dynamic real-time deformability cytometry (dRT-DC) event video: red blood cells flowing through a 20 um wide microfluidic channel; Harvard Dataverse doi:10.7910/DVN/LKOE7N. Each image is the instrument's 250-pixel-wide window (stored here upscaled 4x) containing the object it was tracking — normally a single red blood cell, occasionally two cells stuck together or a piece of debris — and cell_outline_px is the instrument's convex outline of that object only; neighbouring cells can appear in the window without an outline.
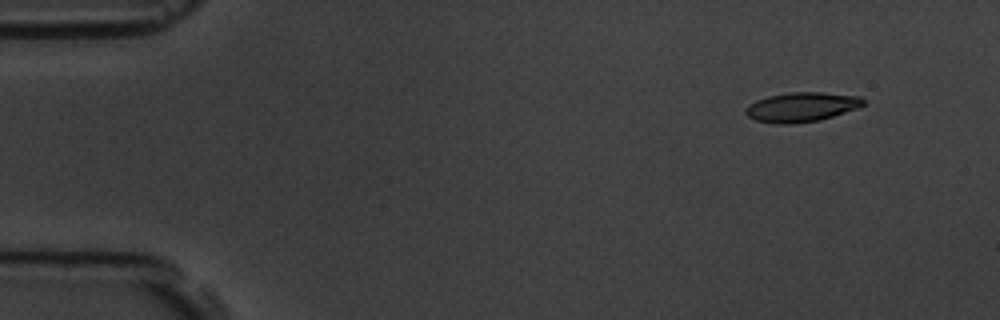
{"species": "common noctule bat (a hibernating species)", "species_latin": "Nyctalus noctula", "temperature_condition": "room temperature", "stored_images_in_passage": 4, "camera_frame_rate_fps": 3000, "um_per_image_px": 0.085, "animal": {"sex": "male", "body_mass_g": 19.5, "forearm_length_mm": 54.6}, "frame": {"image": 1, "passage_image": 1, "time_ms": 0.0, "image_size_px": [1000, 320], "cell_outline_px": [[864, 104], [860, 108], [820, 120], [788, 124], [776, 124], [756, 120], [748, 116], [744, 112], [744, 108], [748, 104], [756, 100], [768, 96], [792, 92], [820, 92], [860, 96], [864, 100]], "centroid_in_image_um": [68.13, 9.1], "position_along_channel_um": 16.9, "area_um2": 20.35}}
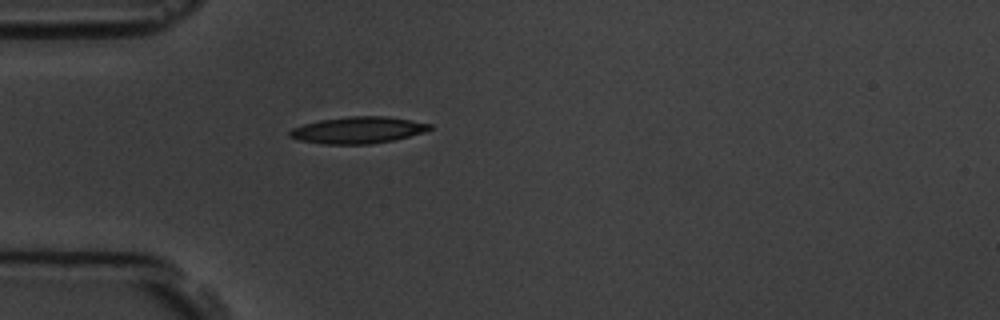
{"frame": {"image": 2, "passage_image": 4, "time_ms": 3.667, "image_size_px": [1000, 320], "cell_outline_px": [[432, 128], [424, 132], [392, 140], [368, 144], [320, 144], [300, 140], [288, 136], [288, 132], [292, 128], [304, 124], [320, 120], [348, 116], [388, 116], [432, 124]], "centroid_in_image_um": [30.4, 11.05], "position_along_channel_um": 54.6, "area_um2": 21.68}}